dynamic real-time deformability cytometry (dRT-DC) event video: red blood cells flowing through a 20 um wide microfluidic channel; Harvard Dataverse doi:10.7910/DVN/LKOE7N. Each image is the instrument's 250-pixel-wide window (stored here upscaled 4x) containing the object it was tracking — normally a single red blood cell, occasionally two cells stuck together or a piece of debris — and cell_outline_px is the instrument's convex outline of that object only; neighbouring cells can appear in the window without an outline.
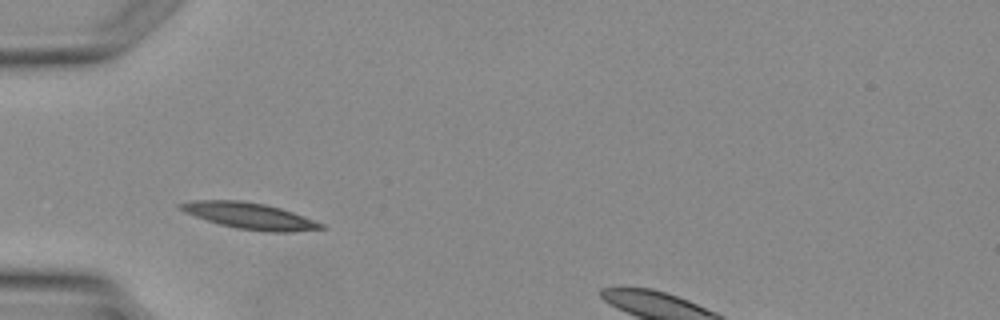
{"species": "Egyptian fruit bat (a non-hibernating species)", "species_latin": "Rousettus aegyptiacus", "temperature_condition": "warm", "stored_images_in_passage": 2, "camera_frame_rate_fps": 3000, "um_per_image_px": 0.085, "animal": {"sex": "female"}, "frame": {"image": 1, "passage_image": 2, "time_ms": 1.0, "image_size_px": [1000, 320], "cell_outline_px": [[324, 228], [292, 232], [268, 232], [236, 228], [220, 224], [184, 212], [176, 204], [192, 200], [240, 200], [264, 204], [280, 208], [292, 212], [324, 224]], "centroid_in_image_um": [21.2, 18.34], "position_along_channel_um": 63.8, "area_um2": 21.27}}